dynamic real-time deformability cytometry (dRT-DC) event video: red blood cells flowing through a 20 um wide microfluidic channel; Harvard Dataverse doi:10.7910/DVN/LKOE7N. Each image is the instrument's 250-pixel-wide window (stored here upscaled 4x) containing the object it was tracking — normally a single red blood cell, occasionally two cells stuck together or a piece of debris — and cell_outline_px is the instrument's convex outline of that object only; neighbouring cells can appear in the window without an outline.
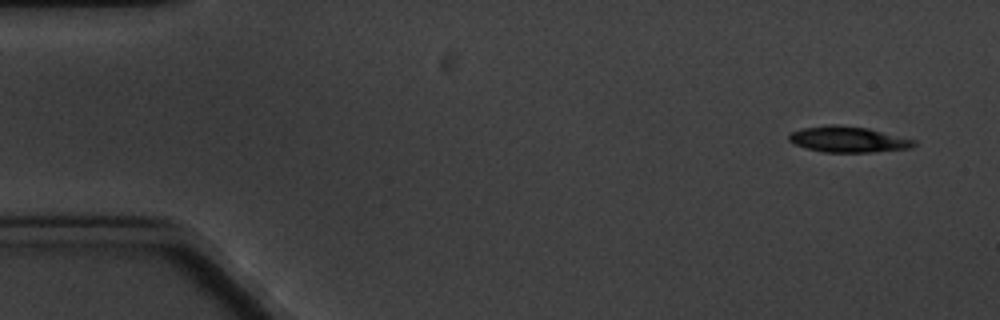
{"species": "common noctule bat (a hibernating species)", "species_latin": "Nyctalus noctula", "temperature_condition": "cold", "stored_images_in_passage": 4, "camera_frame_rate_fps": 3000, "um_per_image_px": 0.085, "animal": {"sex": "male", "body_mass_g": 20.1, "forearm_length_mm": 53.5}, "frame": {"image": 1, "passage_image": 1, "time_ms": 0.0, "image_size_px": [1000, 320], "cell_outline_px": [[916, 144], [912, 148], [872, 152], [824, 152], [808, 148], [796, 144], [788, 140], [788, 136], [792, 132], [804, 128], [832, 124], [836, 124], [868, 128], [916, 140]], "centroid_in_image_um": [72.13, 11.85], "position_along_channel_um": 12.9, "area_um2": 18.67}}
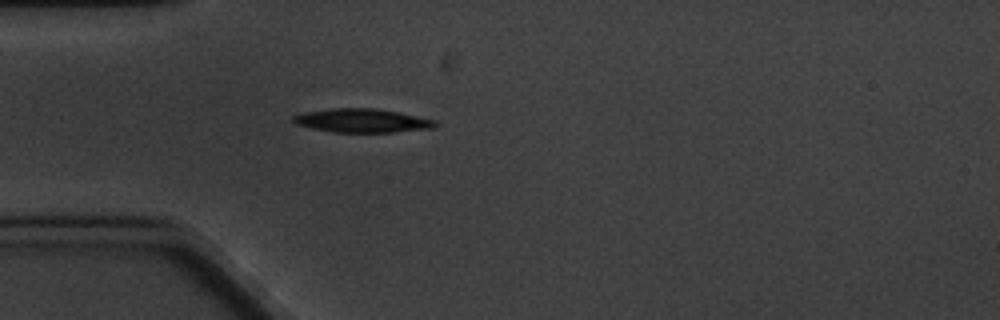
{"frame": {"image": 2, "passage_image": 4, "time_ms": 4.333, "image_size_px": [1000, 320], "cell_outline_px": [[440, 124], [432, 128], [396, 132], [336, 132], [312, 128], [296, 124], [292, 120], [292, 116], [304, 112], [332, 108], [376, 108], [436, 120]], "centroid_in_image_um": [30.79, 10.25], "position_along_channel_um": 54.2, "area_um2": 19.54}}